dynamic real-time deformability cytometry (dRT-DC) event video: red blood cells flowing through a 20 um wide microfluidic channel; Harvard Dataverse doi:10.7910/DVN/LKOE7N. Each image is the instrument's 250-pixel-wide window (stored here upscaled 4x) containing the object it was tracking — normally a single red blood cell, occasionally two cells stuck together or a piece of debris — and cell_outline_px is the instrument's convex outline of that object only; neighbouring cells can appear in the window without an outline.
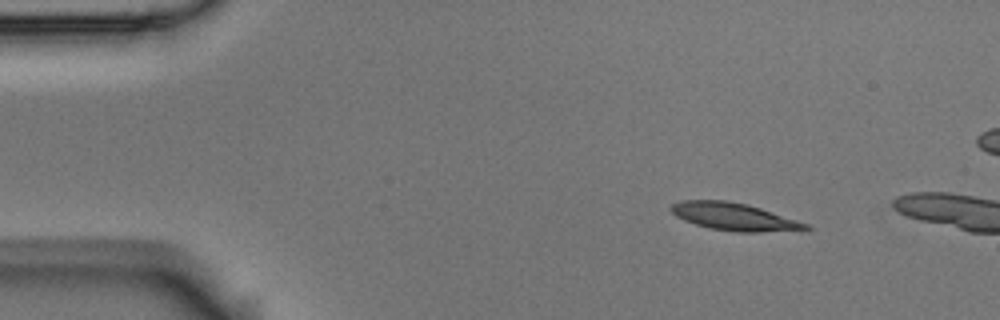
{"species": "Egyptian fruit bat (a non-hibernating species)", "species_latin": "Rousettus aegyptiacus", "temperature_condition": "room temperature", "stored_images_in_passage": 2, "camera_frame_rate_fps": 3000, "um_per_image_px": 0.085, "animal": {"sex": "male"}, "frame": {"image": 1, "passage_image": 1, "time_ms": 0.0, "image_size_px": [1000, 320], "cell_outline_px": [[812, 228], [760, 232], [736, 232], [708, 228], [684, 220], [676, 216], [668, 208], [672, 204], [680, 200], [728, 200], [748, 204], [808, 224]], "centroid_in_image_um": [62.31, 18.4], "position_along_channel_um": 22.7, "area_um2": 21.39}}